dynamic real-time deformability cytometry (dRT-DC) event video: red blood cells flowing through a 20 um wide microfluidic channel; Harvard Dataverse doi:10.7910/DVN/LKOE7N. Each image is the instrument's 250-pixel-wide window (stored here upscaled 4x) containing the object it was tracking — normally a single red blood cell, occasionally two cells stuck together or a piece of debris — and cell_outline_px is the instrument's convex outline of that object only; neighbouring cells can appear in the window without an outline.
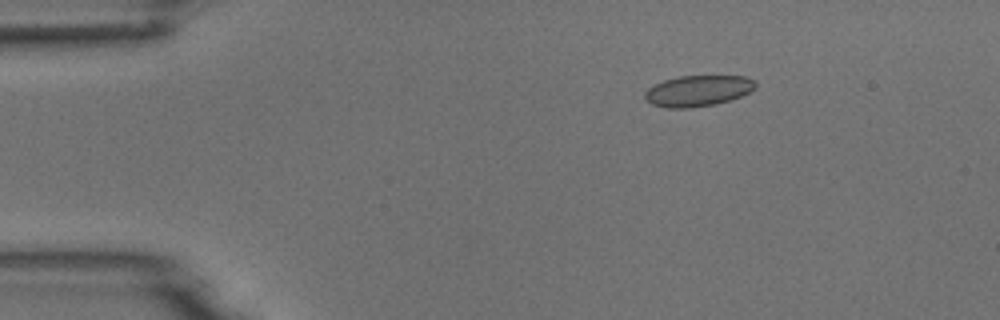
{"species": "common noctule bat (a hibernating species)", "species_latin": "Nyctalus noctula", "temperature_condition": "room temperature", "stored_images_in_passage": 5, "camera_frame_rate_fps": 3000, "um_per_image_px": 0.085, "animal": {"sex": "male", "body_mass_g": 18.8}, "frame": {"image": 1, "passage_image": 3, "time_ms": 2.0, "image_size_px": [1000, 320], "cell_outline_px": [[756, 88], [740, 96], [716, 104], [692, 108], [664, 108], [652, 104], [644, 96], [644, 92], [648, 88], [664, 80], [680, 76], [744, 76], [756, 80]], "centroid_in_image_um": [59.33, 7.72], "position_along_channel_um": 25.7, "area_um2": 19.94}}
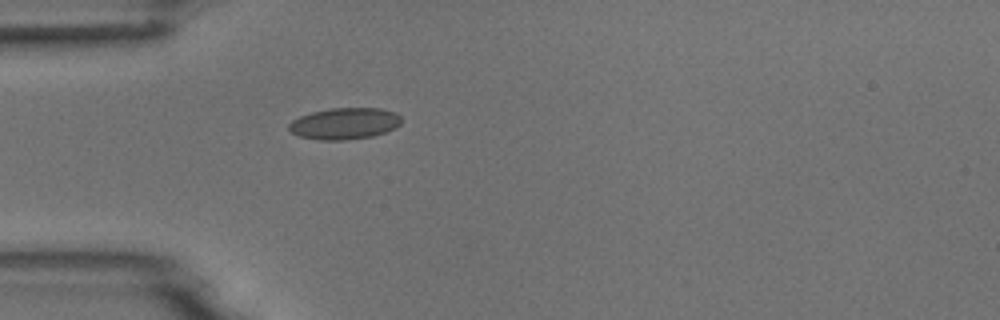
{"frame": {"image": 2, "passage_image": 5, "time_ms": 4.333, "image_size_px": [1000, 320], "cell_outline_px": [[400, 124], [396, 128], [372, 136], [344, 140], [320, 140], [300, 136], [292, 132], [288, 128], [288, 124], [292, 120], [300, 116], [312, 112], [332, 108], [380, 108], [396, 112], [400, 116]], "centroid_in_image_um": [29.29, 10.49], "position_along_channel_um": 55.7, "area_um2": 20.58}}